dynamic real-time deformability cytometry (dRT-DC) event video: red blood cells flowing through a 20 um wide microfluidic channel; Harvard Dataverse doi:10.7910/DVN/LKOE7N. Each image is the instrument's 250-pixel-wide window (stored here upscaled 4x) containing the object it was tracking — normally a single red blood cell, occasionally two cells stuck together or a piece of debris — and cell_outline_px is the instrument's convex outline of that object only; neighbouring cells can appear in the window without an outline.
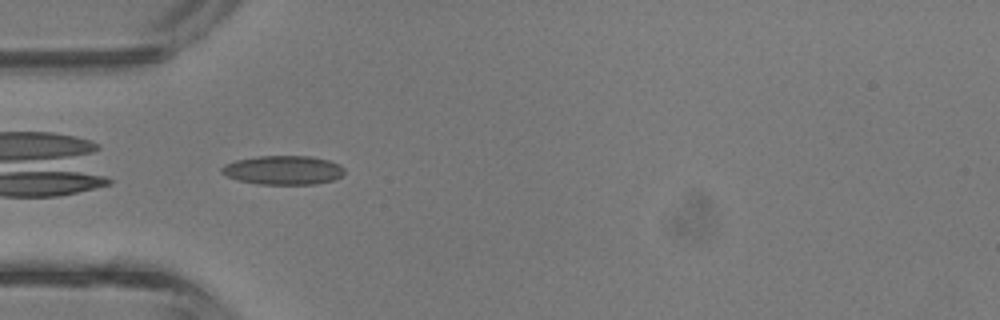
{"species": "common noctule bat (a hibernating species)", "species_latin": "Nyctalus noctula", "temperature_condition": "room temperature", "stored_images_in_passage": 30, "camera_frame_rate_fps": 3000, "um_per_image_px": 0.085, "animal": {"sex": "male", "body_mass_g": 13.3}, "frame": {"image": 1, "passage_image": 1, "time_ms": 0.0, "image_size_px": [1000, 320], "cell_outline_px": [[344, 172], [340, 176], [332, 180], [316, 184], [260, 184], [240, 180], [228, 176], [220, 172], [220, 168], [224, 164], [236, 160], [256, 156], [312, 156], [328, 160], [340, 164], [344, 168]], "centroid_in_image_um": [24.07, 14.45], "position_along_channel_um": 60.9, "area_um2": 20.69}}
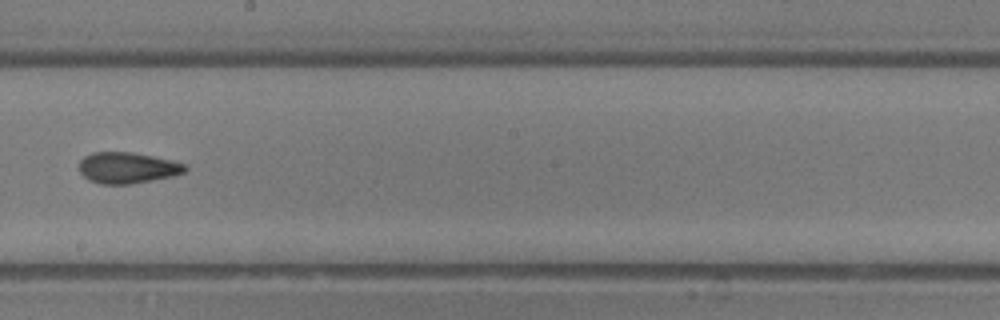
{"frame": {"image": 2, "passage_image": 12, "time_ms": 3.667, "image_size_px": [1000, 320], "cell_outline_px": [[188, 168], [184, 172], [172, 176], [128, 184], [100, 184], [88, 180], [80, 172], [80, 160], [84, 156], [92, 152], [132, 152], [172, 160], [184, 164]], "centroid_in_image_um": [10.8, 14.26], "position_along_channel_um": 237.4, "area_um2": 19.07}}
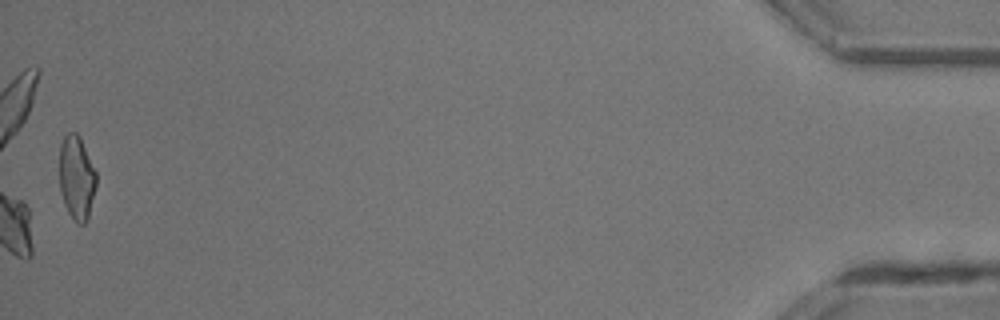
{"frame": {"image": 3, "passage_image": 30, "time_ms": 9.667, "image_size_px": [1000, 320], "cell_outline_px": [[96, 184], [88, 216], [84, 224], [76, 224], [68, 212], [64, 204], [60, 192], [60, 144], [64, 136], [68, 132], [76, 132], [80, 136], [96, 172]], "centroid_in_image_um": [6.5, 15.09], "position_along_channel_um": 428.7, "area_um2": 17.98}, "authors_computed_cell_mechanics": {"area_um2": 18.7272, "velocity_mm_per_s": 4.849, "shape_relaxation_time_tau1_ms": 4.7663, "shape_relaxation_time_tau2_ms": 2.4756, "deformation_change_tau1": 0.1178, "deformation_change_tau2": 0.1219}}